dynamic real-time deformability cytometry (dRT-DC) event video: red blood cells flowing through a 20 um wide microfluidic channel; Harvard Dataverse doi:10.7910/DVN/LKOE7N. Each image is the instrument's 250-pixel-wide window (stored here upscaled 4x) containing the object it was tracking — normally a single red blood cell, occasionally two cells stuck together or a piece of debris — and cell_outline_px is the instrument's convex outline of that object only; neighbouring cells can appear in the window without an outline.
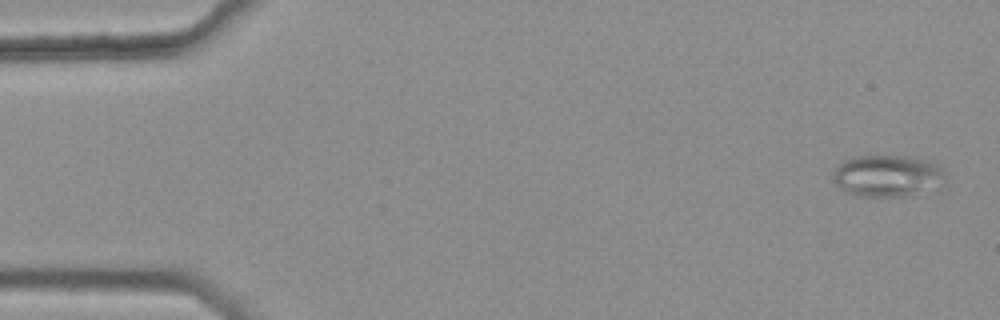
{"species": "common noctule bat (a hibernating species)", "species_latin": "Nyctalus noctula", "temperature_condition": "warm", "stored_images_in_passage": 46, "camera_frame_rate_fps": 3000, "um_per_image_px": 0.085, "animal": {"sex": "female", "body_mass_g": 25.1}, "frame": {"image": 1, "passage_image": 2, "time_ms": 0.333, "image_size_px": [1000, 320], "cell_outline_px": [[944, 184], [940, 192], [928, 196], [860, 196], [844, 192], [832, 180], [832, 172], [844, 160], [852, 156], [912, 156], [936, 164], [944, 172]], "centroid_in_image_um": [75.53, 15.0], "position_along_channel_um": 9.5, "area_um2": 28.5}}
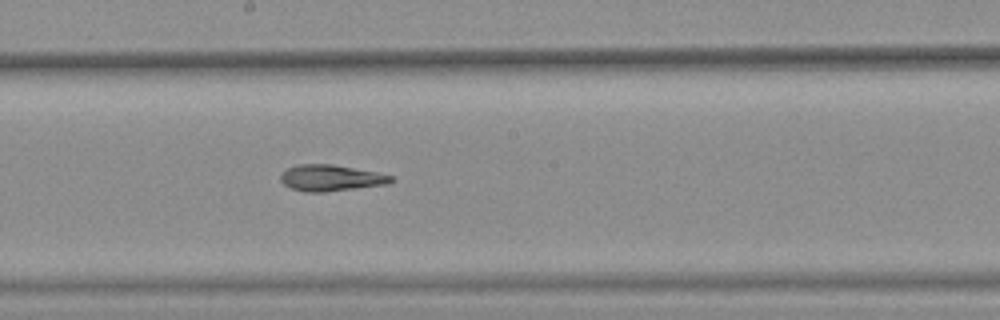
{"frame": {"image": 2, "passage_image": 29, "time_ms": 9.333, "image_size_px": [1000, 320], "cell_outline_px": [[396, 180], [388, 184], [324, 192], [304, 192], [292, 188], [284, 184], [280, 180], [280, 172], [296, 164], [332, 164], [376, 172], [392, 176]], "centroid_in_image_um": [28.1, 15.12], "position_along_channel_um": 220.1, "area_um2": 16.94}}
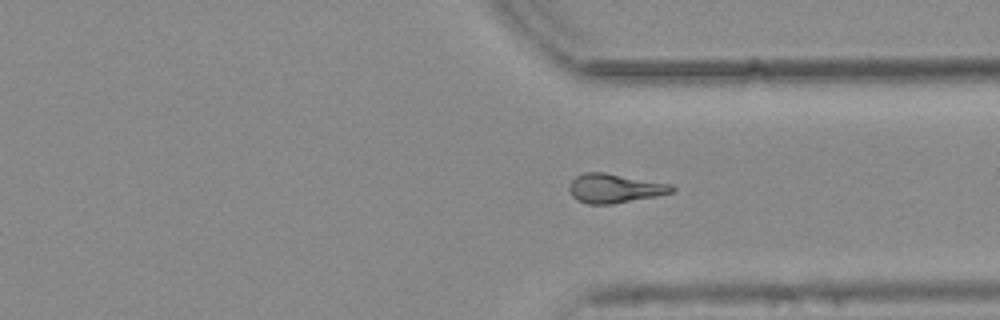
{"frame": {"image": 3, "passage_image": 40, "time_ms": 13.0, "image_size_px": [1000, 320], "cell_outline_px": [[676, 188], [672, 192], [656, 196], [612, 204], [588, 204], [572, 196], [568, 188], [572, 180], [576, 176], [584, 172], [604, 172], [672, 184]], "centroid_in_image_um": [52.25, 16.0], "position_along_channel_um": 359.1, "area_um2": 17.34}, "authors_computed_cell_mechanics": {"area_um2": 17.4267, "velocity_mm_per_s": 3.7763, "shape_relaxation_time_tau1_ms": null, "shape_relaxation_time_tau2_ms": 4.5489, "deformation_change_tau1": null, "deformation_change_tau2": 0.1029}}